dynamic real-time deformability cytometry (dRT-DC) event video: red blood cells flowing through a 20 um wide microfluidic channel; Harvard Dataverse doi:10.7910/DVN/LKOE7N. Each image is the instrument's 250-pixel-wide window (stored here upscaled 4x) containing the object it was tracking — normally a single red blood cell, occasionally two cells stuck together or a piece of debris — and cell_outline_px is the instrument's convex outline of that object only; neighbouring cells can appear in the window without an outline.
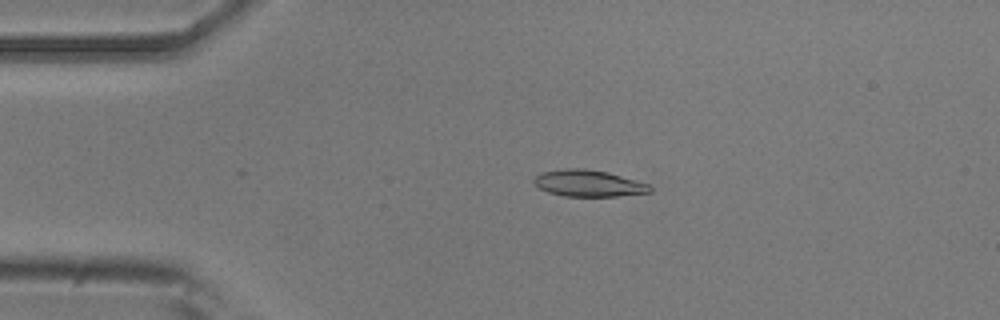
{"species": "common noctule bat (a hibernating species)", "species_latin": "Nyctalus noctula", "temperature_condition": "room temperature", "stored_images_in_passage": 52, "camera_frame_rate_fps": 3000, "um_per_image_px": 0.085, "animal": {"sex": "male", "body_mass_g": 20.5, "forearm_length_mm": 52.5}, "frame": {"image": 1, "passage_image": 11, "time_ms": 3.333, "image_size_px": [1000, 320], "cell_outline_px": [[652, 192], [616, 196], [564, 196], [548, 192], [540, 188], [532, 180], [540, 172], [564, 168], [584, 168], [608, 172], [648, 184], [652, 188]], "centroid_in_image_um": [50.0, 15.57], "position_along_channel_um": 35.0, "area_um2": 17.92}}
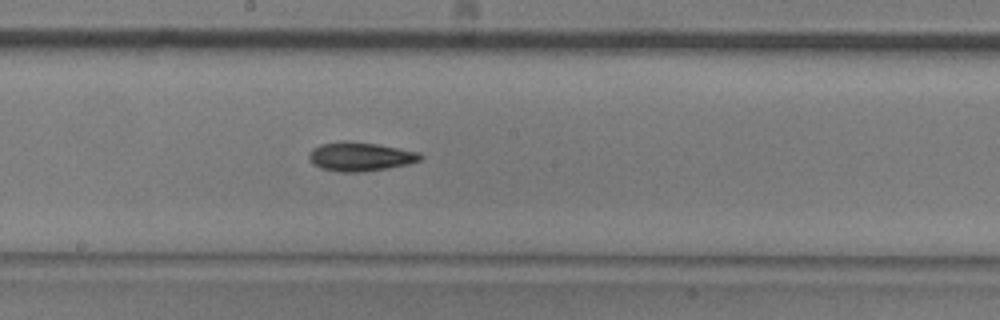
{"frame": {"image": 2, "passage_image": 28, "time_ms": 9.0, "image_size_px": [1000, 320], "cell_outline_px": [[424, 156], [420, 160], [408, 164], [388, 168], [364, 172], [340, 172], [320, 168], [312, 164], [308, 160], [308, 152], [312, 148], [320, 144], [344, 140], [348, 140], [376, 144], [420, 152]], "centroid_in_image_um": [30.58, 13.31], "position_along_channel_um": 217.6, "area_um2": 19.07}}
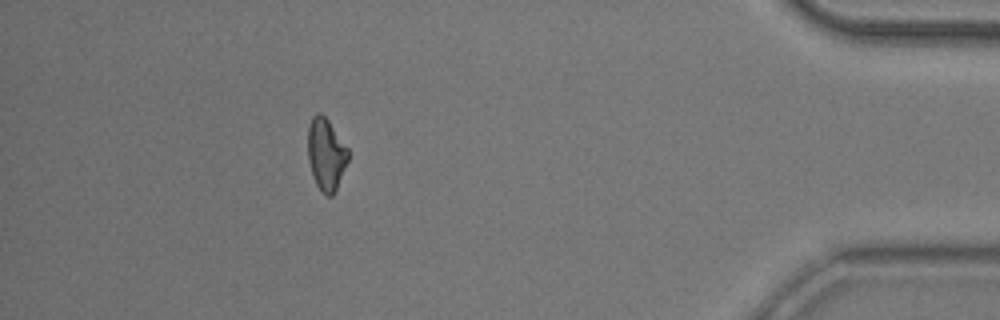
{"frame": {"image": 3, "passage_image": 47, "time_ms": 15.333, "image_size_px": [1000, 320], "cell_outline_px": [[348, 160], [336, 188], [332, 196], [328, 196], [316, 184], [312, 176], [308, 160], [308, 124], [312, 116], [316, 112], [320, 112], [328, 120], [348, 148]], "centroid_in_image_um": [27.69, 13.07], "position_along_channel_um": 407.5, "area_um2": 16.76}, "authors_computed_cell_mechanics": {"area_um2": 17.7446, "velocity_mm_per_s": 3.8434, "shape_relaxation_time_tau1_ms": 5.0078, "shape_relaxation_time_tau2_ms": null, "deformation_change_tau1": 0.1385, "deformation_change_tau2": null}}